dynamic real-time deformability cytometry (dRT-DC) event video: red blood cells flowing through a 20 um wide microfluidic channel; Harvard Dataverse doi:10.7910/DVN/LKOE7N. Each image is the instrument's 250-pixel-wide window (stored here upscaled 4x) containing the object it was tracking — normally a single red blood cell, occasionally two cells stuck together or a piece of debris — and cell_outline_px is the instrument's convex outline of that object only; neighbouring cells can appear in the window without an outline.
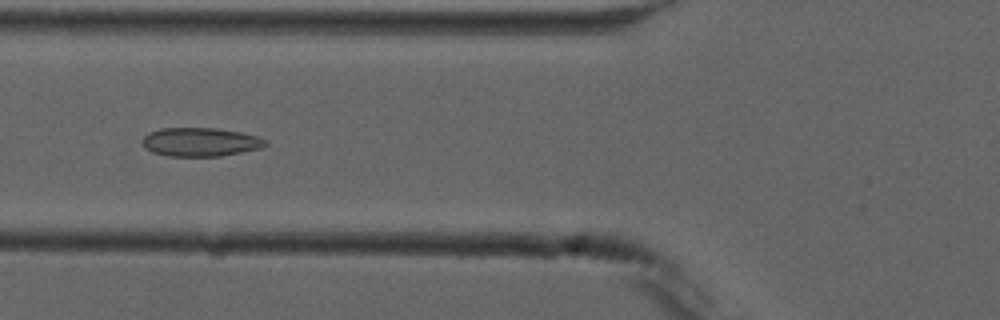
{"species": "common noctule bat (a hibernating species)", "species_latin": "Nyctalus noctula", "temperature_condition": "cold", "stored_images_in_passage": 6, "camera_frame_rate_fps": 3000, "um_per_image_px": 0.085, "animal": {"sex": "male", "forearm_length_mm": 52.5}, "frame": {"image": 1, "passage_image": 5, "time_ms": 4.667, "image_size_px": [1000, 320], "cell_outline_px": [[268, 144], [260, 148], [220, 156], [168, 156], [152, 152], [144, 148], [144, 136], [148, 132], [160, 128], [216, 128], [240, 132], [256, 136], [268, 140]], "centroid_in_image_um": [17.03, 12.07], "position_along_channel_um": 108.8, "area_um2": 20.52}}
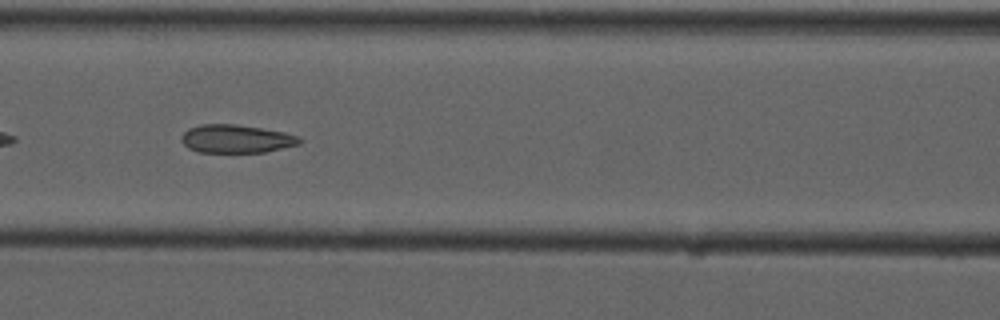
{"frame": {"image": 2, "passage_image": 6, "time_ms": 5.667, "image_size_px": [1000, 320], "cell_outline_px": [[304, 140], [300, 144], [264, 152], [196, 152], [188, 148], [180, 140], [180, 136], [188, 128], [200, 124], [236, 124], [284, 132], [300, 136]], "centroid_in_image_um": [20.07, 11.8], "position_along_channel_um": 146.5, "area_um2": 19.59}}